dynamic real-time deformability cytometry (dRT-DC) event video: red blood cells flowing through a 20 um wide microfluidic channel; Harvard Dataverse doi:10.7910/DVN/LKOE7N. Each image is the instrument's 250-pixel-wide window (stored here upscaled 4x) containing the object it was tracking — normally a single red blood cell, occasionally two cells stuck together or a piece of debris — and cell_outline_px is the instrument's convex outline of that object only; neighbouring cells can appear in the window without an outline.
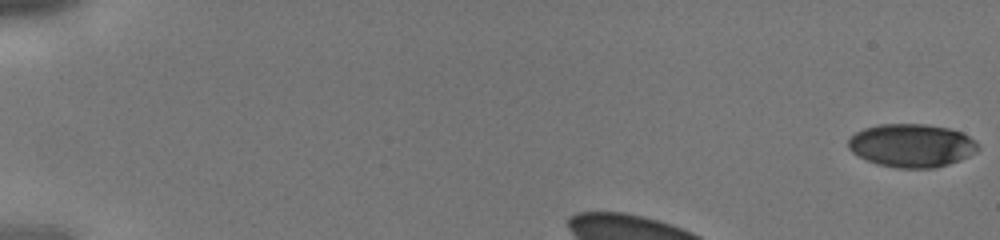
{"species": "human", "species_latin": "Homo sapiens", "temperature_condition": "cold", "stored_images_in_passage": 6, "camera_frame_rate_fps": 3000, "um_per_image_px": 0.085, "donor": {"sex": "male"}, "frame": {"image": 1, "passage_image": 1, "time_ms": 0.0, "image_size_px": [1000, 240], "cell_outline_px": [[980, 148], [976, 152], [960, 160], [948, 164], [932, 168], [896, 168], [876, 164], [852, 152], [848, 148], [848, 140], [856, 132], [864, 128], [880, 124], [924, 124], [952, 128], [976, 140]], "centroid_in_image_um": [77.51, 12.36], "position_along_channel_um": 7.5, "area_um2": 32.77}}
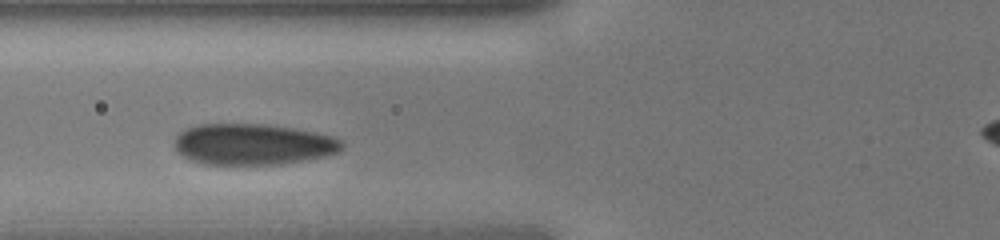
{"frame": {"image": 2, "passage_image": 5, "time_ms": 1.333, "image_size_px": [1000, 240], "cell_outline_px": [[344, 148], [336, 152], [324, 156], [284, 164], [204, 164], [192, 160], [184, 156], [172, 144], [176, 136], [180, 132], [188, 128], [200, 124], [268, 124], [296, 128], [316, 132], [332, 136], [340, 140], [344, 144]], "centroid_in_image_um": [21.52, 12.25], "position_along_channel_um": 104.3, "area_um2": 40.11}}
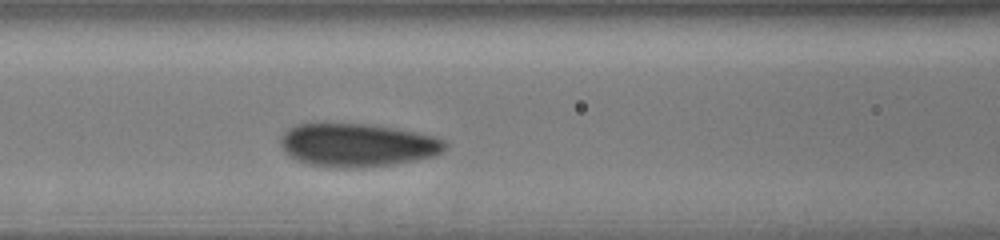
{"frame": {"image": 3, "passage_image": 6, "time_ms": 1.667, "image_size_px": [1000, 240], "cell_outline_px": [[448, 148], [444, 152], [436, 156], [396, 164], [360, 168], [336, 168], [308, 164], [296, 160], [284, 152], [280, 144], [280, 136], [288, 128], [296, 124], [364, 124], [392, 128], [436, 136], [444, 140], [448, 144]], "centroid_in_image_um": [30.39, 12.35], "position_along_channel_um": 136.2, "area_um2": 41.85}}